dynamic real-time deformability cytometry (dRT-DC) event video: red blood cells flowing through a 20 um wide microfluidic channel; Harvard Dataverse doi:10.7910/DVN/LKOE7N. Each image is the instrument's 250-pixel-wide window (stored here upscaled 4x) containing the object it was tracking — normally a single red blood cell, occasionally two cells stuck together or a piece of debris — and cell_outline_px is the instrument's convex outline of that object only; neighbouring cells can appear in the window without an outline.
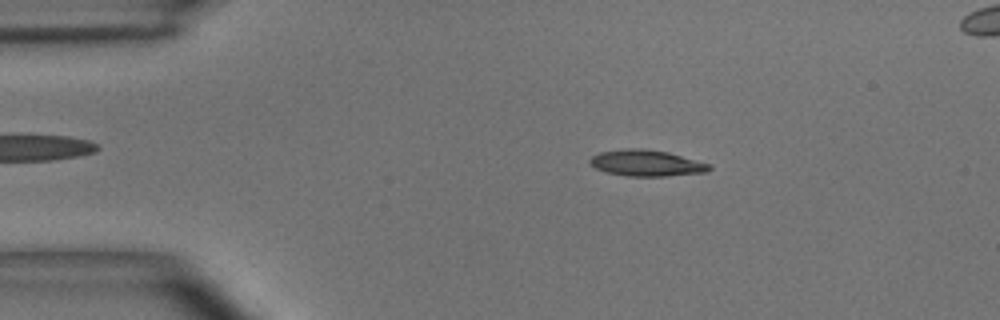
{"species": "common noctule bat (a hibernating species)", "species_latin": "Nyctalus noctula", "temperature_condition": "room temperature", "stored_images_in_passage": 54, "camera_frame_rate_fps": 3000, "um_per_image_px": 0.085, "animal": {"sex": "male", "body_mass_g": 15.6}, "frame": {"image": 1, "passage_image": 9, "time_ms": 2.667, "image_size_px": [1000, 320], "cell_outline_px": [[712, 168], [708, 172], [664, 176], [628, 176], [608, 172], [596, 168], [588, 164], [588, 160], [592, 156], [600, 152], [628, 148], [644, 148], [668, 152], [712, 164]], "centroid_in_image_um": [54.97, 13.85], "position_along_channel_um": 30.0, "area_um2": 18.32}}
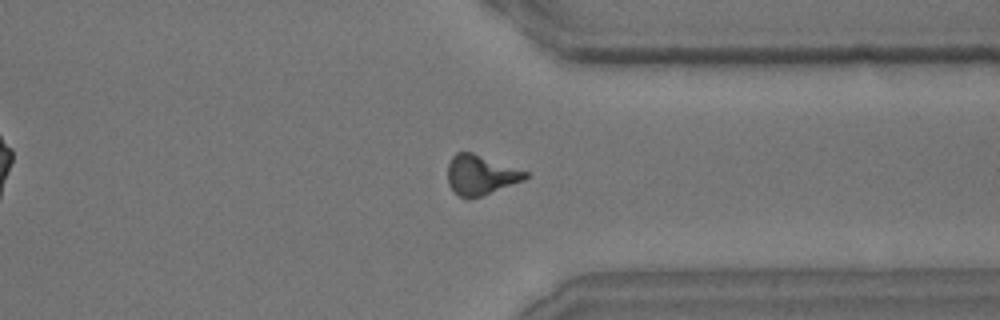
{"frame": {"image": 2, "passage_image": 41, "time_ms": 13.333, "image_size_px": [1000, 320], "cell_outline_px": [[528, 176], [524, 180], [480, 196], [468, 200], [464, 200], [448, 184], [448, 164], [452, 156], [456, 152], [472, 152], [528, 172]], "centroid_in_image_um": [40.83, 14.87], "position_along_channel_um": 370.6, "area_um2": 17.86}}
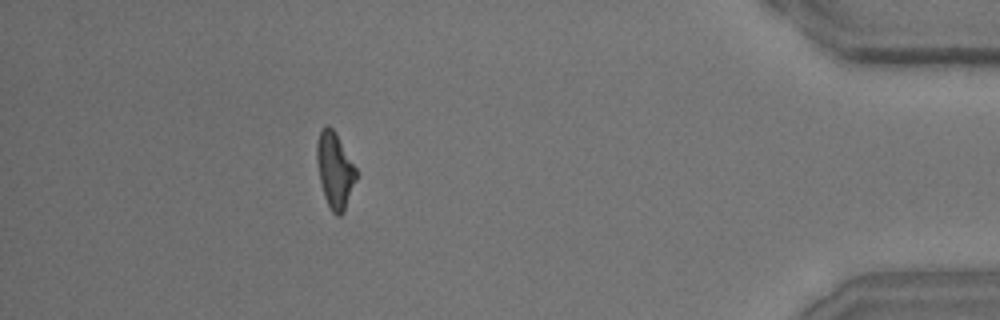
{"frame": {"image": 3, "passage_image": 48, "time_ms": 15.667, "image_size_px": [1000, 320], "cell_outline_px": [[356, 180], [344, 212], [340, 216], [336, 216], [332, 212], [324, 196], [320, 180], [316, 160], [316, 144], [320, 132], [328, 124], [336, 132], [356, 168]], "centroid_in_image_um": [28.46, 14.48], "position_along_channel_um": 406.7, "area_um2": 17.28}}